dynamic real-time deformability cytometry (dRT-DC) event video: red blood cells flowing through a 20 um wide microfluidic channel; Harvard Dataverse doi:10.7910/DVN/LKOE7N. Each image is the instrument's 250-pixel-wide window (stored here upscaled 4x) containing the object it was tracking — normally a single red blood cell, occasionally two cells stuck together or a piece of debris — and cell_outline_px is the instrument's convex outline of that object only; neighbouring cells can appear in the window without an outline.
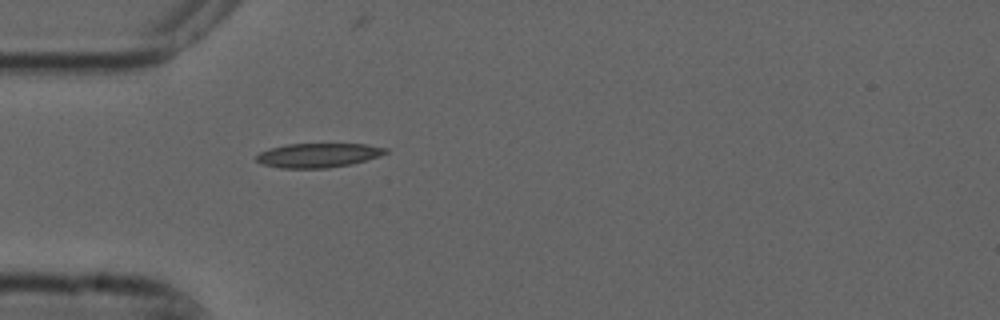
{"species": "common noctule bat (a hibernating species)", "species_latin": "Nyctalus noctula", "temperature_condition": "cold", "stored_images_in_passage": 1, "camera_frame_rate_fps": 3000, "um_per_image_px": 0.085, "animal": {"sex": "male", "forearm_length_mm": 52.5}, "frame": {"image": 1, "passage_image": 1, "time_ms": 0.0, "image_size_px": [1000, 320], "cell_outline_px": [[388, 152], [380, 156], [352, 164], [328, 168], [280, 168], [260, 164], [256, 160], [256, 156], [260, 152], [272, 148], [288, 144], [364, 144], [388, 148]], "centroid_in_image_um": [27.06, 13.2], "position_along_channel_um": 57.9, "area_um2": 18.26}}